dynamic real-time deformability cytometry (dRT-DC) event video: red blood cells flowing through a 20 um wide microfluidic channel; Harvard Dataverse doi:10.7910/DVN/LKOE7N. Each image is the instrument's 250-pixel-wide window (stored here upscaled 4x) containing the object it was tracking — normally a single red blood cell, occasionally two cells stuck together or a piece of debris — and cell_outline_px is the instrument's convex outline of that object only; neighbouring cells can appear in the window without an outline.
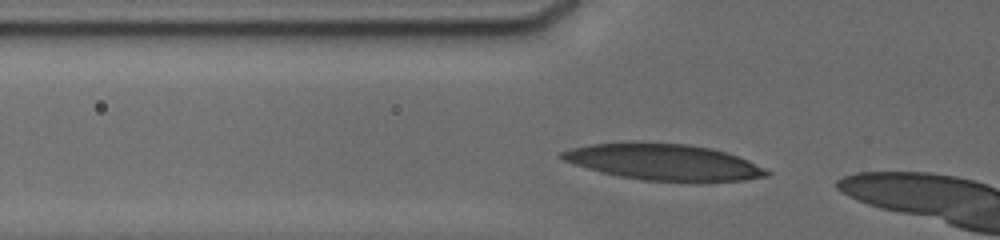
{"species": "human", "species_latin": "Homo sapiens", "temperature_condition": "cold", "stored_images_in_passage": 4, "camera_frame_rate_fps": 3000, "um_per_image_px": 0.085, "donor": {"sex": "male"}, "frame": {"image": 1, "passage_image": 2, "time_ms": 0.333, "image_size_px": [1000, 240], "cell_outline_px": [[772, 172], [768, 176], [744, 180], [644, 180], [620, 176], [600, 172], [564, 160], [556, 156], [560, 152], [572, 148], [592, 144], [688, 144], [712, 148], [748, 160]], "centroid_in_image_um": [56.42, 13.78], "position_along_channel_um": 69.4, "area_um2": 41.67}}